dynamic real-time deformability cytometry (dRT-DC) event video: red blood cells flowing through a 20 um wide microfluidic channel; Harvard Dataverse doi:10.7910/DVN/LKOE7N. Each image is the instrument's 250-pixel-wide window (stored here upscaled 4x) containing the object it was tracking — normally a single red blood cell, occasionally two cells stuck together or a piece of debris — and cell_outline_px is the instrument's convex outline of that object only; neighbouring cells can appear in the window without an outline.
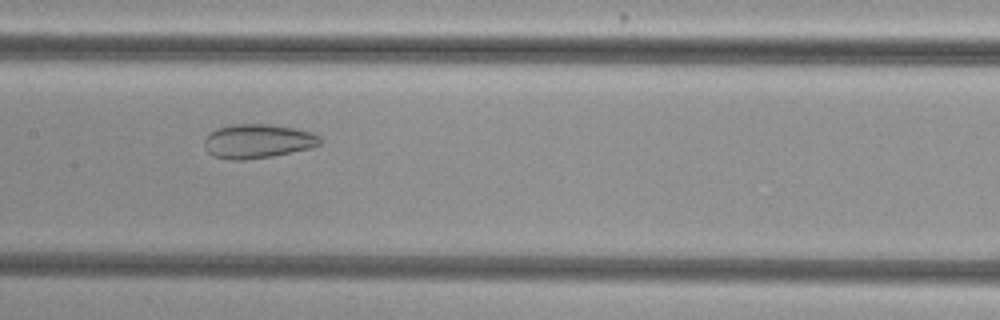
{"species": "common noctule bat (a hibernating species)", "species_latin": "Nyctalus noctula", "temperature_condition": "cold", "stored_images_in_passage": 55, "camera_frame_rate_fps": 3000, "um_per_image_px": 0.085, "animal": {"sex": "female", "body_mass_g": 29.2, "forearm_length_mm": 56.3}, "frame": {"image": 1, "passage_image": 28, "time_ms": 9.0, "image_size_px": [1000, 320], "cell_outline_px": [[320, 144], [308, 148], [272, 156], [244, 160], [232, 160], [212, 156], [204, 148], [204, 140], [216, 128], [232, 124], [268, 124], [296, 128], [312, 132], [320, 136]], "centroid_in_image_um": [21.88, 11.99], "position_along_channel_um": 185.5, "area_um2": 22.95}}
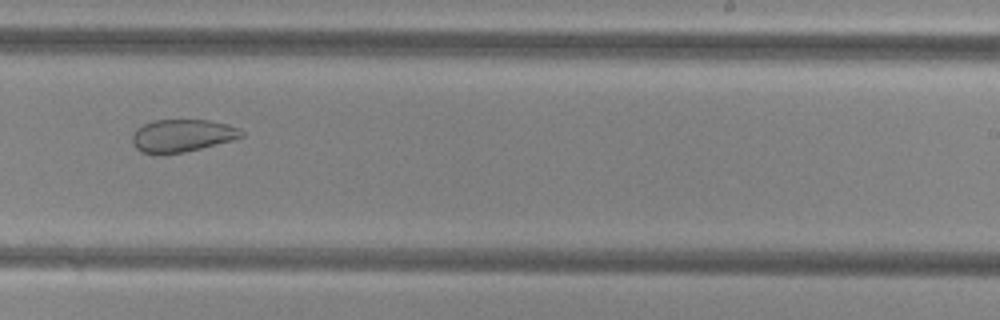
{"frame": {"image": 2, "passage_image": 35, "time_ms": 11.333, "image_size_px": [1000, 320], "cell_outline_px": [[244, 136], [232, 140], [184, 152], [160, 156], [140, 152], [132, 144], [132, 136], [136, 128], [152, 120], [208, 120], [228, 124], [240, 128], [244, 132]], "centroid_in_image_um": [15.44, 11.54], "position_along_channel_um": 273.6, "area_um2": 21.1}}
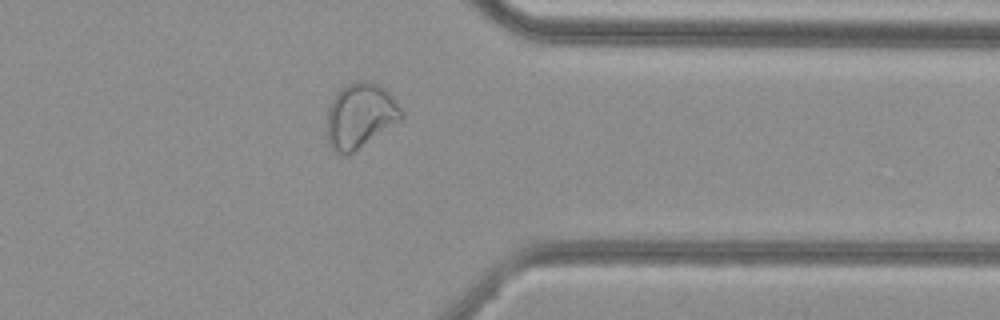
{"frame": {"image": 3, "passage_image": 44, "time_ms": 14.333, "image_size_px": [1000, 320], "cell_outline_px": [[404, 116], [400, 120], [352, 152], [340, 156], [328, 144], [328, 108], [336, 92], [340, 88], [356, 80], [372, 80], [380, 84], [392, 96], [404, 112]], "centroid_in_image_um": [30.62, 9.78], "position_along_channel_um": 380.8, "area_um2": 28.03}, "authors_computed_cell_mechanics": {"area_um2": 29.9404, "velocity_mm_per_s": 3.7859, "shape_relaxation_time_tau1_ms": null, "shape_relaxation_time_tau2_ms": 1.9345, "deformation_change_tau1": null, "deformation_change_tau2": 0.0776}}